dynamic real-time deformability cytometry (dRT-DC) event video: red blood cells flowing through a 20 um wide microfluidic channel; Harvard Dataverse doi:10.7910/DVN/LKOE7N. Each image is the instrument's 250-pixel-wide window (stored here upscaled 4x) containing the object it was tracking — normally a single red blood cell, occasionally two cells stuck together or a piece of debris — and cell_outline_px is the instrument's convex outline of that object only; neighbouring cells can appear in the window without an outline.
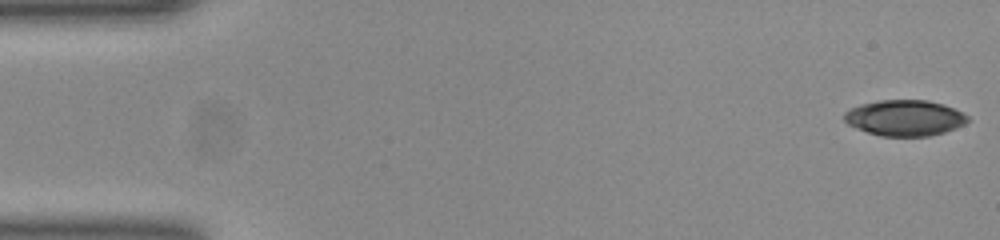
{"species": "common noctule bat (a hibernating species)", "species_latin": "Nyctalus noctula", "temperature_condition": "room temperature", "stored_images_in_passage": 53, "camera_frame_rate_fps": 3000, "um_per_image_px": 0.085, "animal": {"sex": "female", "body_mass_g": 23.0, "forearm_length_mm": 53.4}, "frame": {"image": 1, "passage_image": 1, "time_ms": 0.0, "image_size_px": [1000, 240], "cell_outline_px": [[968, 120], [964, 124], [956, 128], [944, 132], [928, 136], [880, 136], [856, 128], [848, 124], [844, 120], [844, 112], [860, 104], [880, 100], [928, 100], [944, 104], [968, 116]], "centroid_in_image_um": [76.89, 10.02], "position_along_channel_um": 8.1, "area_um2": 25.66}}
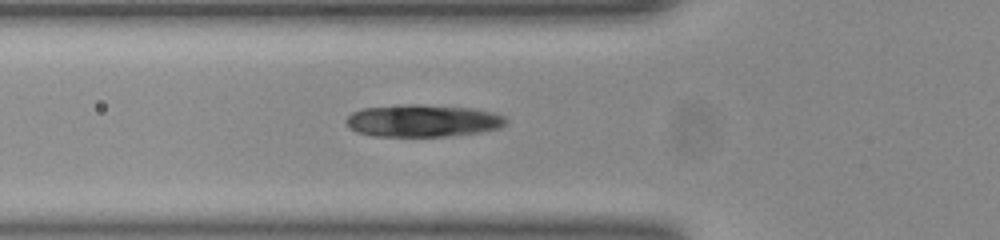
{"frame": {"image": 2, "passage_image": 18, "time_ms": 5.667, "image_size_px": [1000, 240], "cell_outline_px": [[508, 120], [500, 128], [476, 132], [444, 136], [372, 136], [356, 132], [348, 128], [344, 120], [352, 112], [360, 108], [404, 104], [420, 104], [472, 108], [492, 112], [504, 116]], "centroid_in_image_um": [35.86, 10.25], "position_along_channel_um": 89.9, "area_um2": 30.23}}
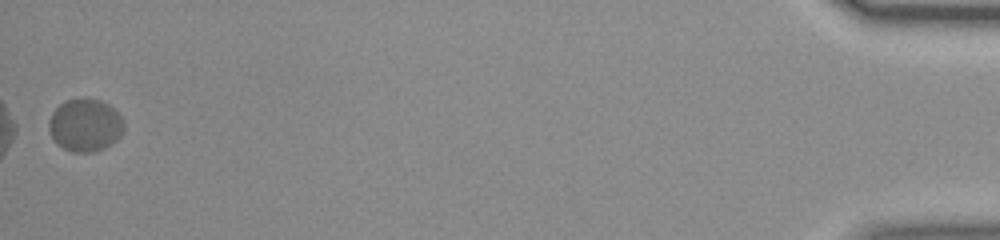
{"frame": {"image": 3, "passage_image": 53, "time_ms": 17.333, "image_size_px": [1000, 240], "cell_outline_px": [[124, 128], [120, 136], [112, 144], [104, 148], [92, 152], [72, 152], [56, 144], [48, 128], [48, 120], [52, 112], [60, 104], [68, 100], [100, 100], [108, 104], [124, 120]], "centroid_in_image_um": [7.23, 10.67], "position_along_channel_um": 428.0, "area_um2": 22.83}}